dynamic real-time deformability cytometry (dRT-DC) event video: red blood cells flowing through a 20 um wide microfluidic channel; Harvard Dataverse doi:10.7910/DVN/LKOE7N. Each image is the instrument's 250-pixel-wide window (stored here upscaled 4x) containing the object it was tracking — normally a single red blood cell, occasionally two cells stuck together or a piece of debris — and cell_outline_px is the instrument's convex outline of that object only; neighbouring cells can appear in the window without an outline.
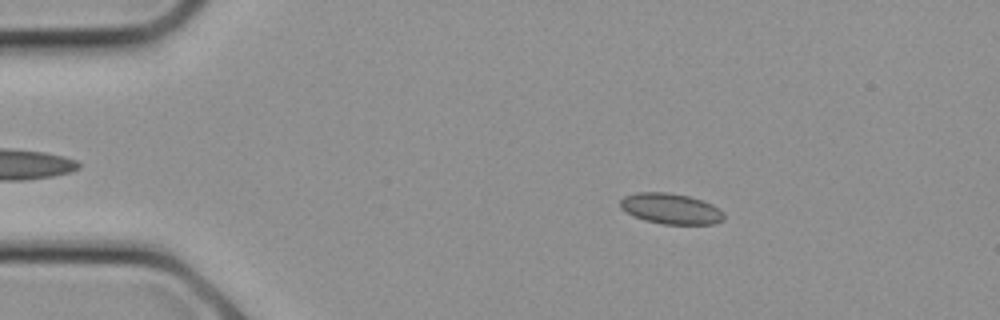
{"species": "common noctule bat (a hibernating species)", "species_latin": "Nyctalus noctula", "temperature_condition": "cold", "stored_images_in_passage": 16, "camera_frame_rate_fps": 3000, "um_per_image_px": 0.085, "animal": {"sex": "female", "body_mass_g": 21.9}, "frame": {"image": 1, "passage_image": 4, "time_ms": 1.0, "image_size_px": [1000, 320], "cell_outline_px": [[724, 220], [712, 224], [664, 224], [644, 220], [620, 208], [620, 200], [624, 196], [636, 192], [668, 192], [688, 196], [712, 204], [720, 208], [724, 212]], "centroid_in_image_um": [57.04, 17.73], "position_along_channel_um": 28.0, "area_um2": 18.5}}
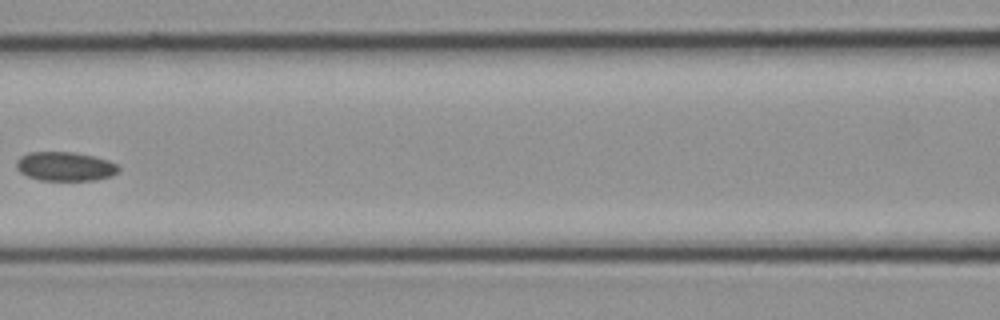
{"frame": {"image": 2, "passage_image": 11, "time_ms": 3.333, "image_size_px": [1000, 320], "cell_outline_px": [[120, 172], [112, 176], [96, 180], [40, 180], [28, 176], [20, 172], [16, 168], [16, 160], [20, 156], [28, 152], [72, 152], [92, 156], [108, 160], [116, 164], [120, 168]], "centroid_in_image_um": [5.54, 14.15], "position_along_channel_um": 161.1, "area_um2": 17.4}}
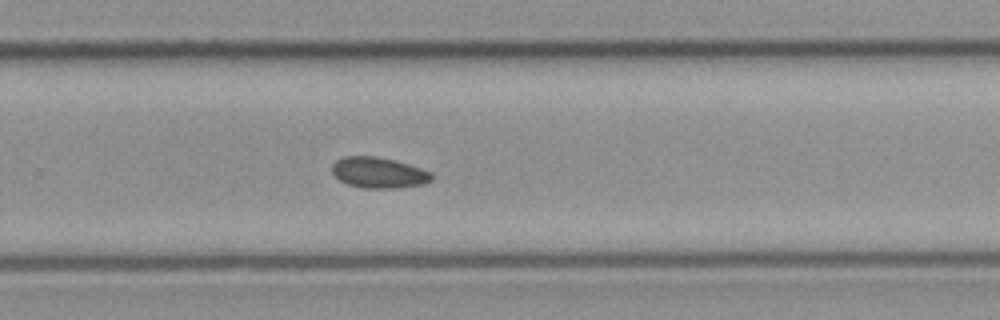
{"frame": {"image": 3, "passage_image": 16, "time_ms": 5.0, "image_size_px": [1000, 320], "cell_outline_px": [[432, 180], [424, 184], [400, 188], [364, 188], [348, 184], [340, 180], [332, 172], [332, 164], [336, 160], [344, 156], [376, 156], [396, 160], [432, 172]], "centroid_in_image_um": [32.2, 14.67], "position_along_channel_um": 297.6, "area_um2": 17.98}}